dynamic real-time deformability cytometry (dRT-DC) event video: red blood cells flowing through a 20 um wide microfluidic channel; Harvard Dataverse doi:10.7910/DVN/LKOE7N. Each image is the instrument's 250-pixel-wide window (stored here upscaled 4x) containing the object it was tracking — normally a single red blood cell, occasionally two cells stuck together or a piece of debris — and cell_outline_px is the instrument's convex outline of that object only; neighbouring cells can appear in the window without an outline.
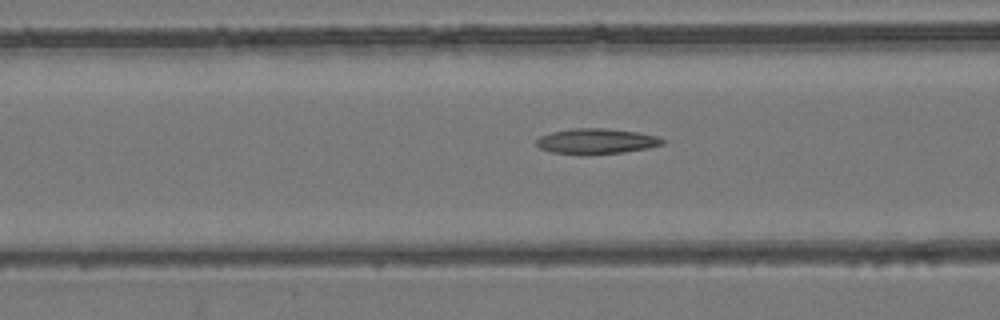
{"species": "common noctule bat (a hibernating species)", "species_latin": "Nyctalus noctula", "temperature_condition": "room temperature", "stored_images_in_passage": 54, "camera_frame_rate_fps": 3000, "um_per_image_px": 0.085, "animal": {"sex": "female", "body_mass_g": 24.6, "forearm_length_mm": 56.2}, "frame": {"image": 1, "passage_image": 22, "time_ms": 7.0, "image_size_px": [1000, 320], "cell_outline_px": [[664, 144], [648, 148], [624, 152], [580, 156], [552, 152], [540, 148], [536, 144], [536, 140], [540, 136], [552, 132], [572, 128], [604, 128], [636, 132], [656, 136], [664, 140]], "centroid_in_image_um": [50.65, 12.02], "position_along_channel_um": 115.9, "area_um2": 18.84}}
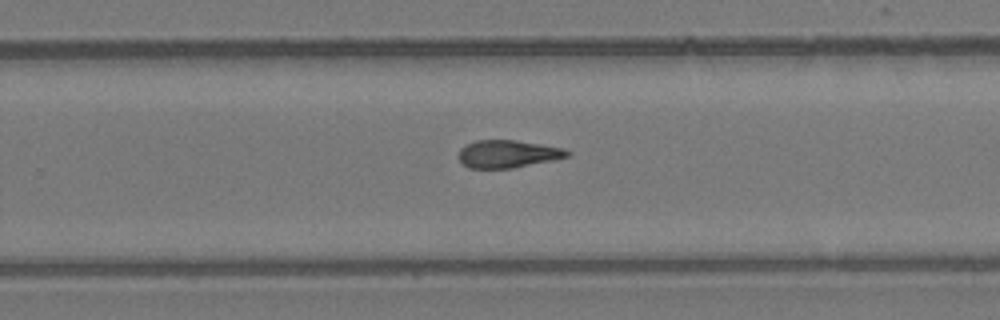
{"frame": {"image": 2, "passage_image": 35, "time_ms": 11.333, "image_size_px": [1000, 320], "cell_outline_px": [[572, 152], [568, 156], [552, 160], [512, 168], [468, 168], [456, 156], [460, 148], [476, 140], [516, 140], [564, 148]], "centroid_in_image_um": [43.14, 13.08], "position_along_channel_um": 286.7, "area_um2": 17.46}}
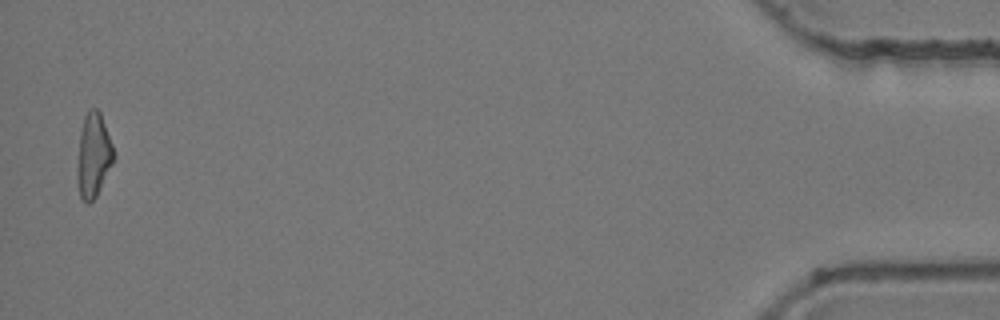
{"frame": {"image": 3, "passage_image": 53, "time_ms": 17.333, "image_size_px": [1000, 320], "cell_outline_px": [[112, 164], [96, 196], [88, 204], [84, 204], [80, 200], [76, 180], [76, 176], [80, 132], [84, 116], [88, 108], [96, 108], [100, 112], [112, 144]], "centroid_in_image_um": [7.89, 13.24], "position_along_channel_um": 427.3, "area_um2": 17.8}, "authors_computed_cell_mechanics": {"area_um2": 18.3804, "velocity_mm_per_s": 3.9398, "shape_relaxation_time_tau1_ms": null, "shape_relaxation_time_tau2_ms": 6.2331, "deformation_change_tau1": null, "deformation_change_tau2": 0.1782}}